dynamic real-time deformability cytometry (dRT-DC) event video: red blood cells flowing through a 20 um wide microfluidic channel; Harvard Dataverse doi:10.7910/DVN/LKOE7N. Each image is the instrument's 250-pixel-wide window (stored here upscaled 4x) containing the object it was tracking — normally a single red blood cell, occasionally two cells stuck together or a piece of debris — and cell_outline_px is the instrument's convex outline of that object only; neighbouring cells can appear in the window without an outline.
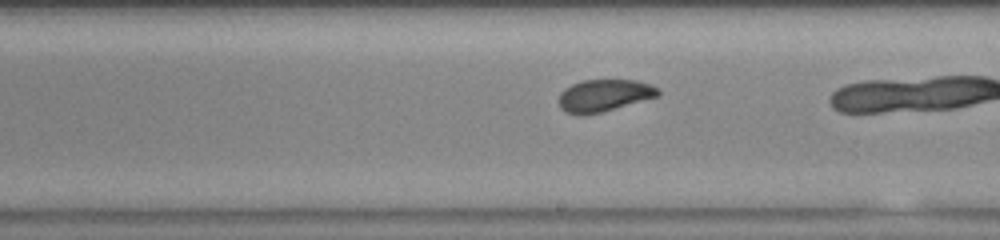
{"species": "common noctule bat (a hibernating species)", "species_latin": "Nyctalus noctula", "temperature_condition": "warm", "stored_images_in_passage": 31, "camera_frame_rate_fps": 3000, "um_per_image_px": 0.085, "animal": {"sex": "female", "body_mass_g": 23.0, "forearm_length_mm": 53.4}, "frame": {"image": 1, "passage_image": 22, "time_ms": 7.0, "image_size_px": [1000, 240], "cell_outline_px": [[660, 96], [600, 112], [580, 116], [568, 112], [560, 108], [560, 92], [564, 88], [580, 80], [636, 80], [652, 84], [660, 88]], "centroid_in_image_um": [51.38, 8.1], "position_along_channel_um": 237.6, "area_um2": 18.67}}
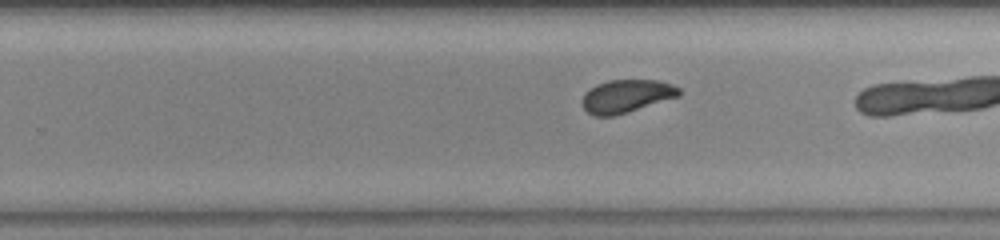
{"frame": {"image": 2, "passage_image": 25, "time_ms": 8.0, "image_size_px": [1000, 240], "cell_outline_px": [[680, 96], [612, 116], [596, 116], [588, 112], [584, 108], [584, 92], [596, 84], [608, 80], [660, 80], [672, 84], [680, 88]], "centroid_in_image_um": [53.27, 8.15], "position_along_channel_um": 276.5, "area_um2": 18.38}}